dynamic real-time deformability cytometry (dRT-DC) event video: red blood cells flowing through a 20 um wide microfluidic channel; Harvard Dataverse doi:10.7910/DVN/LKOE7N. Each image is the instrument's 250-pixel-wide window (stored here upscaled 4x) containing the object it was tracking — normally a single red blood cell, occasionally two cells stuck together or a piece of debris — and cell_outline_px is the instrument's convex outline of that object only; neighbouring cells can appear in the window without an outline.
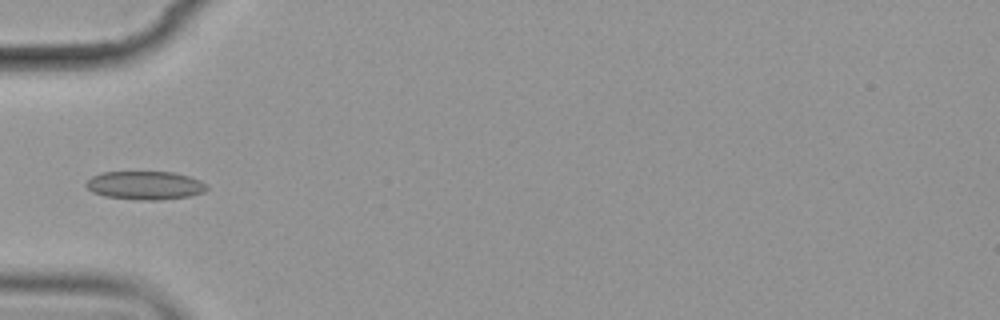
{"species": "common noctule bat (a hibernating species)", "species_latin": "Nyctalus noctula", "temperature_condition": "cold", "stored_images_in_passage": 9, "camera_frame_rate_fps": 3000, "um_per_image_px": 0.085, "animal": {"sex": "female", "body_mass_g": 19.9}, "frame": {"image": 1, "passage_image": 6, "time_ms": 6.0, "image_size_px": [1000, 320], "cell_outline_px": [[208, 188], [204, 192], [188, 196], [160, 200], [136, 200], [104, 196], [92, 192], [84, 184], [92, 176], [100, 172], [172, 172], [188, 176], [200, 180]], "centroid_in_image_um": [12.3, 15.76], "position_along_channel_um": 72.7, "area_um2": 20.0}}
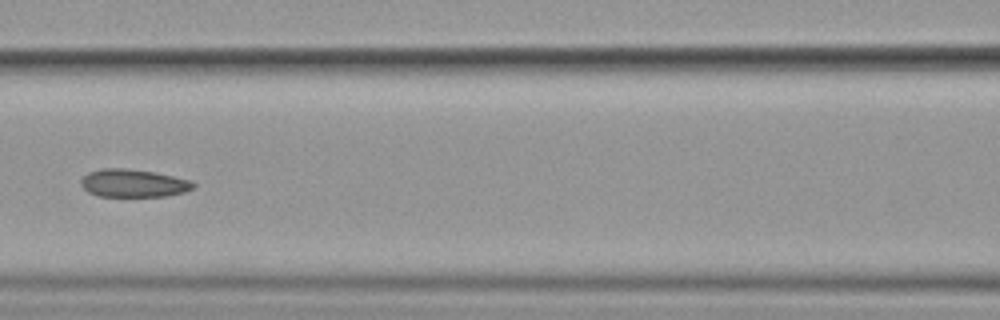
{"frame": {"image": 2, "passage_image": 8, "time_ms": 8.333, "image_size_px": [1000, 320], "cell_outline_px": [[196, 184], [192, 188], [184, 192], [164, 196], [96, 196], [88, 192], [80, 184], [80, 180], [88, 172], [104, 168], [124, 168], [152, 172], [192, 180]], "centroid_in_image_um": [11.31, 15.57], "position_along_channel_um": 155.3, "area_um2": 18.15}}
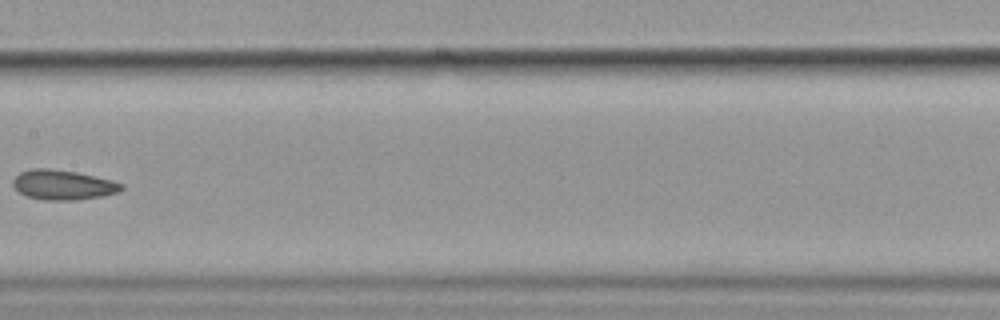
{"frame": {"image": 3, "passage_image": 9, "time_ms": 9.667, "image_size_px": [1000, 320], "cell_outline_px": [[124, 188], [120, 192], [100, 196], [76, 200], [44, 200], [28, 196], [20, 192], [12, 184], [12, 180], [20, 172], [32, 168], [52, 168], [76, 172], [112, 180], [124, 184]], "centroid_in_image_um": [5.37, 15.7], "position_along_channel_um": 202.0, "area_um2": 18.84}}